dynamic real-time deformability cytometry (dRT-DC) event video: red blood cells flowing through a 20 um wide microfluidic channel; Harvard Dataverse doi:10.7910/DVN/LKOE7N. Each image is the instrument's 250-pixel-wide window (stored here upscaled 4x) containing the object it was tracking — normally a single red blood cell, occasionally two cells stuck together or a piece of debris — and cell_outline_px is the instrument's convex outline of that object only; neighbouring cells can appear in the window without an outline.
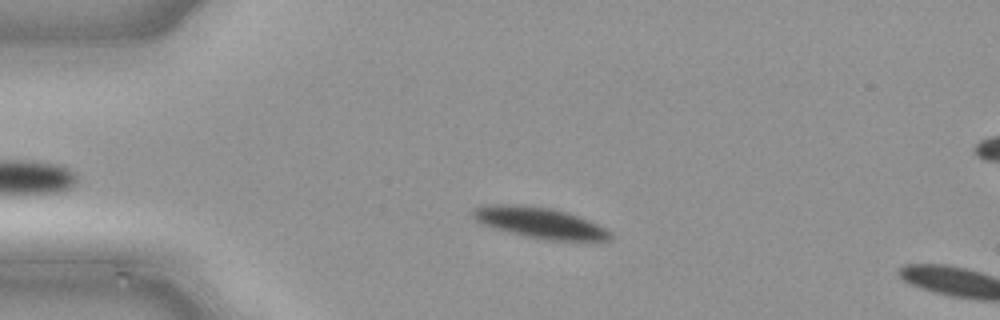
{"species": "common noctule bat (a hibernating species)", "species_latin": "Nyctalus noctula", "temperature_condition": "cold", "stored_images_in_passage": 12, "camera_frame_rate_fps": 3000, "um_per_image_px": 0.085, "animal": {"sex": "male", "body_mass_g": 21.5, "forearm_length_mm": 52.0}, "frame": {"image": 1, "passage_image": 10, "time_ms": 3.0, "image_size_px": [1000, 320], "cell_outline_px": [[612, 240], [596, 244], [548, 240], [508, 232], [492, 228], [480, 224], [472, 216], [472, 212], [476, 208], [500, 204], [548, 208], [564, 212], [576, 216], [596, 224], [612, 232]], "centroid_in_image_um": [46.02, 19.02], "position_along_channel_um": 39.0, "area_um2": 24.8}}